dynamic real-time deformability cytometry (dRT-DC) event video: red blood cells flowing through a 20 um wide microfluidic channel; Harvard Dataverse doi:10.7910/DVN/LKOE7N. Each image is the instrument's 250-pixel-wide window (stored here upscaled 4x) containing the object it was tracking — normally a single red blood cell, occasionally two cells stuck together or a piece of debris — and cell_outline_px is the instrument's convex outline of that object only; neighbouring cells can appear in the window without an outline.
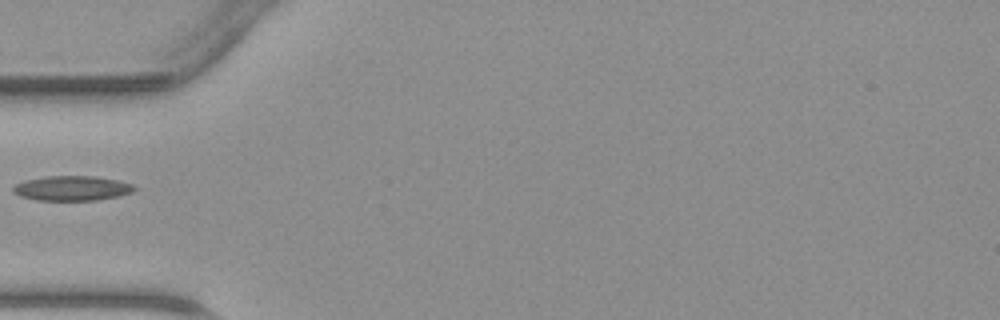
{"species": "common noctule bat (a hibernating species)", "species_latin": "Nyctalus noctula", "temperature_condition": "warm", "stored_images_in_passage": 19, "camera_frame_rate_fps": 3000, "um_per_image_px": 0.085, "animal": {"sex": "male", "body_mass_g": 23.1, "forearm_length_mm": 52.7}, "frame": {"image": 1, "passage_image": 1, "time_ms": 0.0, "image_size_px": [1000, 320], "cell_outline_px": [[136, 188], [132, 192], [120, 196], [96, 200], [36, 200], [20, 196], [12, 192], [12, 188], [16, 184], [24, 180], [44, 176], [96, 176], [116, 180], [132, 184]], "centroid_in_image_um": [6.09, 16.0], "position_along_channel_um": 78.9, "area_um2": 17.57}}
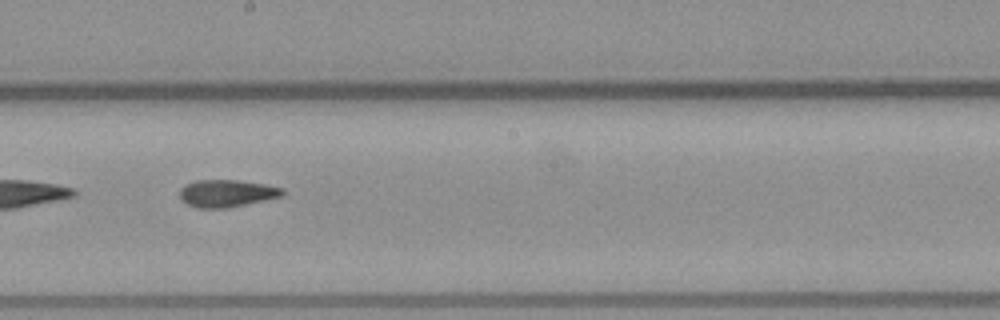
{"frame": {"image": 2, "passage_image": 11, "time_ms": 3.333, "image_size_px": [1000, 320], "cell_outline_px": [[284, 196], [224, 208], [196, 208], [188, 204], [180, 196], [180, 188], [184, 184], [196, 180], [236, 180], [264, 184], [284, 188]], "centroid_in_image_um": [19.27, 16.42], "position_along_channel_um": 228.9, "area_um2": 16.24}}
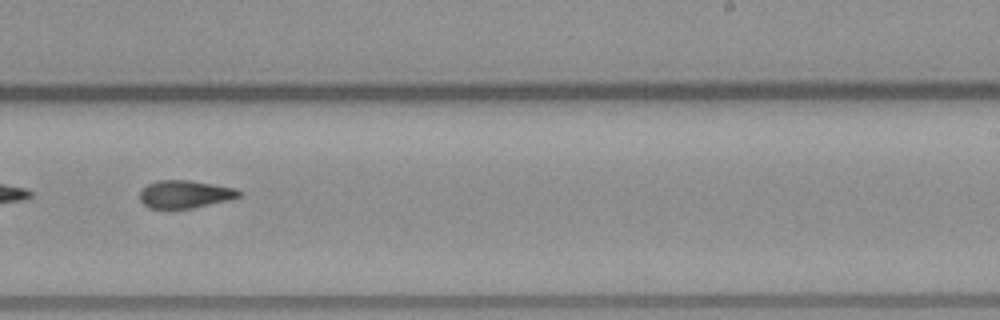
{"frame": {"image": 3, "passage_image": 14, "time_ms": 4.333, "image_size_px": [1000, 320], "cell_outline_px": [[240, 196], [228, 200], [192, 208], [148, 208], [140, 200], [140, 192], [148, 184], [160, 180], [188, 180], [236, 188], [240, 192]], "centroid_in_image_um": [15.71, 16.51], "position_along_channel_um": 273.3, "area_um2": 15.78}}